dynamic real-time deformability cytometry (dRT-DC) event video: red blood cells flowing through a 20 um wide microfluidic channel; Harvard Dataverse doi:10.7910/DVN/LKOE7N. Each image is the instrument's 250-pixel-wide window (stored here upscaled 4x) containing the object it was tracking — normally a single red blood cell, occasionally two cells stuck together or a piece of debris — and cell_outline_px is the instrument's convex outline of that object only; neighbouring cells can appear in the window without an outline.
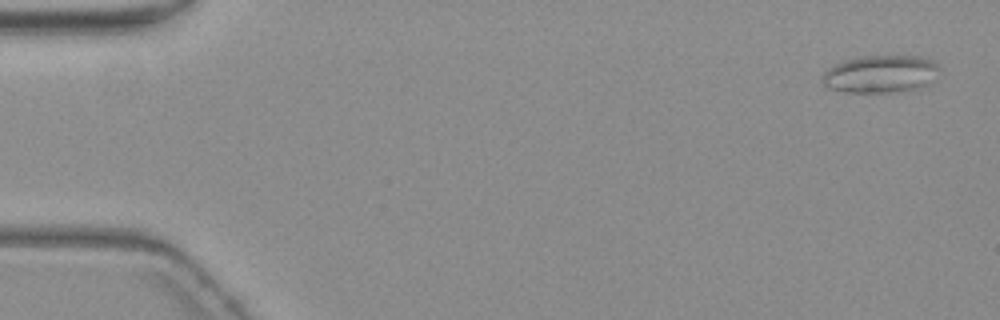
{"species": "common noctule bat (a hibernating species)", "species_latin": "Nyctalus noctula", "temperature_condition": "warm", "stored_images_in_passage": 3, "camera_frame_rate_fps": 3000, "um_per_image_px": 0.085, "animal": {"sex": "female", "body_mass_g": 19.3, "forearm_length_mm": 54.1}, "frame": {"image": 1, "passage_image": 1, "time_ms": 0.0, "image_size_px": [1000, 320], "cell_outline_px": [[940, 68], [924, 84], [912, 88], [888, 92], [844, 92], [828, 88], [824, 84], [824, 72], [828, 68], [844, 60], [860, 56], [920, 56], [932, 60]], "centroid_in_image_um": [74.77, 6.27], "position_along_channel_um": 10.2, "area_um2": 24.85}}